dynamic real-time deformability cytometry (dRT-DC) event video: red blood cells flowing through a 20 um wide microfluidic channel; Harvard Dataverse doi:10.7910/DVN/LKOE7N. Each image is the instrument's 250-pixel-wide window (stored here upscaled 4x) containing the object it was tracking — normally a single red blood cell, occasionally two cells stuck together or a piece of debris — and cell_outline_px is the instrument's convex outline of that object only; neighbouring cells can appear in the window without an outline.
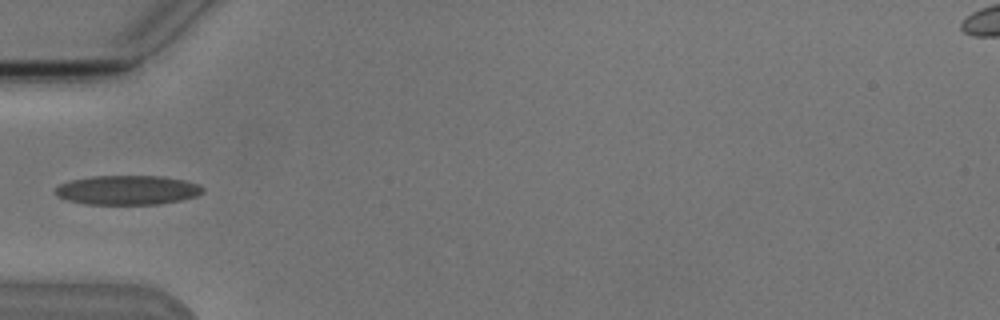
{"species": "Egyptian fruit bat (a non-hibernating species)", "species_latin": "Rousettus aegyptiacus", "temperature_condition": "cold", "stored_images_in_passage": 4, "camera_frame_rate_fps": 3000, "um_per_image_px": 0.085, "animal": {"sex": "male"}, "frame": {"image": 1, "passage_image": 4, "time_ms": 3.333, "image_size_px": [1000, 320], "cell_outline_px": [[204, 192], [196, 196], [180, 200], [160, 204], [84, 204], [68, 200], [56, 196], [52, 192], [60, 184], [72, 180], [92, 176], [164, 176], [184, 180], [200, 184], [204, 188]], "centroid_in_image_um": [10.84, 16.15], "position_along_channel_um": 74.2, "area_um2": 25.37}}